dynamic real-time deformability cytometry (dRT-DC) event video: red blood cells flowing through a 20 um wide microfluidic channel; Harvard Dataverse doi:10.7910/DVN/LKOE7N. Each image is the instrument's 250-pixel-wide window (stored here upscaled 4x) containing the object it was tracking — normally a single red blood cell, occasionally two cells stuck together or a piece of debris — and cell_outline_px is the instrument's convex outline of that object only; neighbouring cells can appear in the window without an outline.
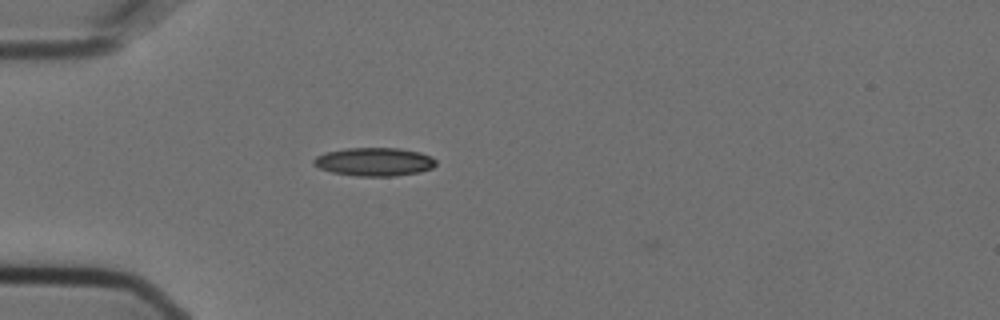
{"species": "Egyptian fruit bat (a non-hibernating species)", "species_latin": "Rousettus aegyptiacus", "temperature_condition": "cold", "stored_images_in_passage": 47, "camera_frame_rate_fps": 3000, "um_per_image_px": 0.085, "animal": {"sex": "female"}, "frame": {"image": 1, "passage_image": 7, "time_ms": 2.0, "image_size_px": [1000, 320], "cell_outline_px": [[436, 164], [432, 168], [420, 172], [396, 176], [356, 176], [332, 172], [320, 168], [312, 164], [312, 160], [316, 156], [324, 152], [344, 148], [400, 148], [420, 152], [432, 156], [436, 160]], "centroid_in_image_um": [31.81, 13.75], "position_along_channel_um": 53.2, "area_um2": 20.46}}
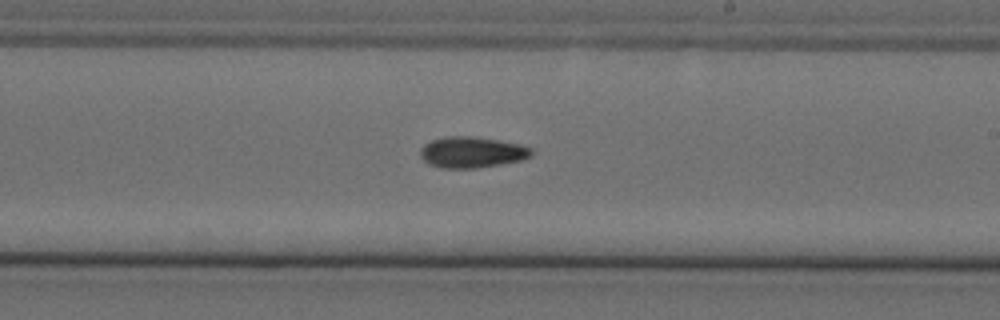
{"frame": {"image": 2, "passage_image": 24, "time_ms": 7.667, "image_size_px": [1000, 320], "cell_outline_px": [[532, 156], [520, 160], [500, 164], [476, 168], [440, 168], [428, 164], [420, 156], [420, 148], [424, 144], [432, 140], [448, 136], [472, 136], [500, 140], [520, 144], [532, 148]], "centroid_in_image_um": [40.1, 12.94], "position_along_channel_um": 248.9, "area_um2": 20.17}}
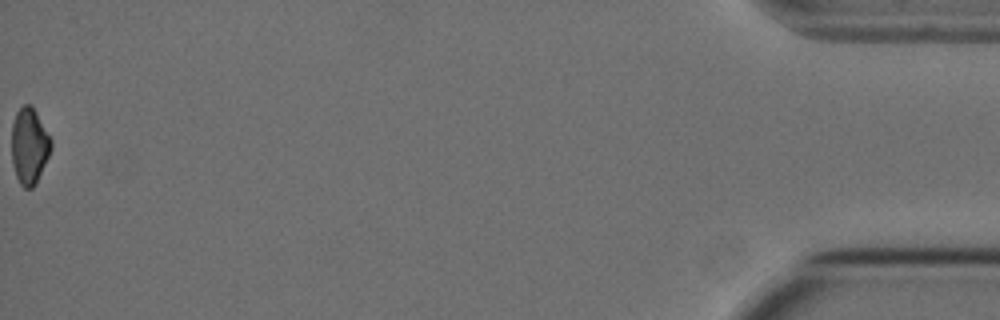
{"frame": {"image": 3, "passage_image": 47, "time_ms": 15.333, "image_size_px": [1000, 320], "cell_outline_px": [[52, 148], [36, 184], [32, 188], [24, 188], [20, 184], [16, 176], [12, 160], [12, 124], [16, 112], [24, 104], [32, 104], [52, 140]], "centroid_in_image_um": [2.5, 12.4], "position_along_channel_um": 432.7, "area_um2": 17.57}}